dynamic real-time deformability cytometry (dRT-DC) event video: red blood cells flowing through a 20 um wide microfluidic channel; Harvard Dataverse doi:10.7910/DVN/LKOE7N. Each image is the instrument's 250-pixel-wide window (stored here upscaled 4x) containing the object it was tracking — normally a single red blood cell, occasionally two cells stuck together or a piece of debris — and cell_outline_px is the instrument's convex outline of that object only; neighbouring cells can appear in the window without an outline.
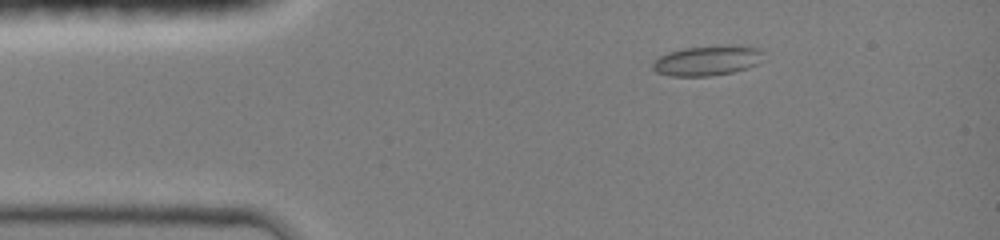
{"species": "common noctule bat (a hibernating species)", "species_latin": "Nyctalus noctula", "temperature_condition": "room temperature", "stored_images_in_passage": 40, "camera_frame_rate_fps": 3000, "um_per_image_px": 0.085, "animal": {"sex": "female", "body_mass_g": 19.0, "forearm_length_mm": 51.5}, "frame": {"image": 1, "passage_image": 2, "time_ms": 0.333, "image_size_px": [1000, 240], "cell_outline_px": [[764, 52], [760, 64], [748, 68], [732, 72], [708, 76], [672, 76], [656, 72], [652, 68], [652, 60], [668, 52], [684, 48], [728, 44], [732, 44], [760, 48]], "centroid_in_image_um": [60.15, 5.13], "position_along_channel_um": 24.8, "area_um2": 19.77}}
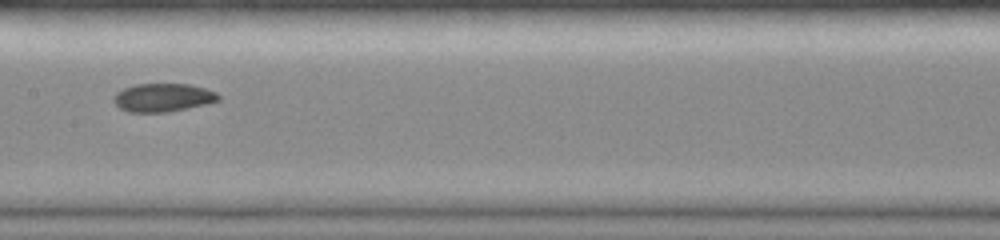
{"frame": {"image": 2, "passage_image": 18, "time_ms": 5.667, "image_size_px": [1000, 240], "cell_outline_px": [[220, 100], [204, 104], [164, 112], [128, 112], [120, 108], [112, 100], [116, 92], [124, 88], [136, 84], [192, 84], [216, 92], [220, 96]], "centroid_in_image_um": [13.83, 8.28], "position_along_channel_um": 193.6, "area_um2": 17.11}}
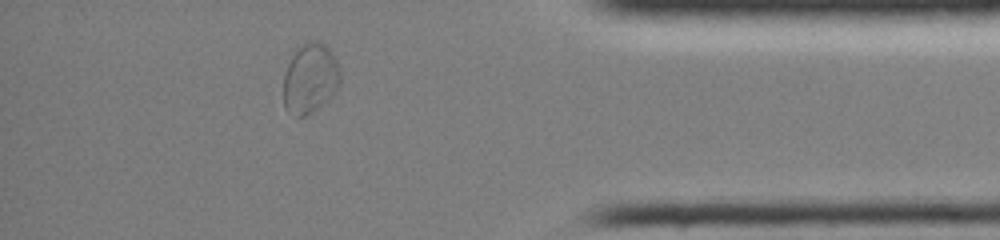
{"frame": {"image": 3, "passage_image": 35, "time_ms": 11.333, "image_size_px": [1000, 240], "cell_outline_px": [[340, 84], [312, 112], [304, 116], [296, 116], [288, 112], [284, 108], [284, 72], [292, 56], [304, 40], [316, 40], [324, 44], [332, 52], [340, 68]], "centroid_in_image_um": [26.34, 6.62], "position_along_channel_um": 408.9, "area_um2": 22.89}, "authors_computed_cell_mechanics": {"area_um2": 17.918, "velocity_mm_per_s": 4.143, "shape_relaxation_time_tau1_ms": null, "shape_relaxation_time_tau2_ms": 1.8002, "deformation_change_tau1": null, "deformation_change_tau2": 0.0455}}